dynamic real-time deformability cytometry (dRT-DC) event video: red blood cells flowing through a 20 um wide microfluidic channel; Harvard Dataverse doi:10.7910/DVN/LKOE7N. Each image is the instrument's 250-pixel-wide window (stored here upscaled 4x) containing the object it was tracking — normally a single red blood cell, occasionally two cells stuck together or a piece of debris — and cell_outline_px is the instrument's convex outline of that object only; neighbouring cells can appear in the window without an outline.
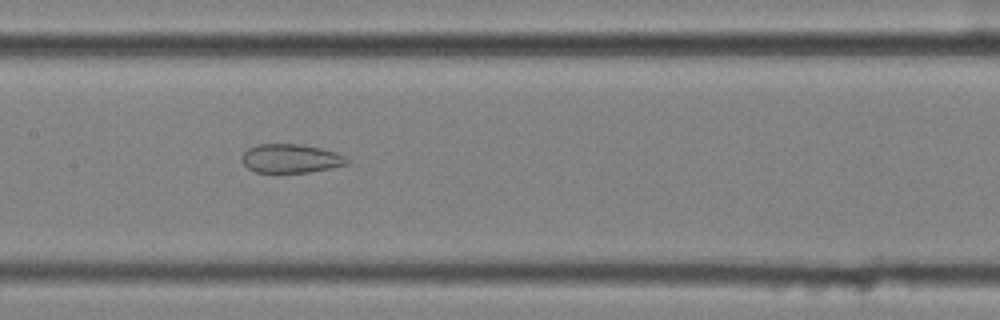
{"species": "common noctule bat (a hibernating species)", "species_latin": "Nyctalus noctula", "temperature_condition": "cold", "stored_images_in_passage": 41, "camera_frame_rate_fps": 3000, "um_per_image_px": 0.085, "animal": {"sex": "female", "body_mass_g": 25.1}, "frame": {"image": 1, "passage_image": 13, "time_ms": 4.0, "image_size_px": [1000, 320], "cell_outline_px": [[348, 164], [332, 168], [308, 172], [256, 172], [248, 168], [244, 164], [240, 156], [248, 148], [256, 144], [300, 144], [320, 148], [336, 152], [344, 156], [348, 160]], "centroid_in_image_um": [24.7, 13.46], "position_along_channel_um": 182.7, "area_um2": 17.63}}
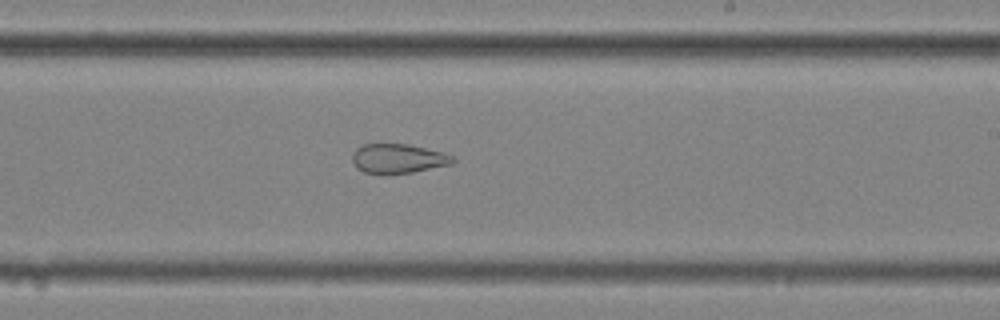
{"frame": {"image": 2, "passage_image": 19, "time_ms": 6.0, "image_size_px": [1000, 320], "cell_outline_px": [[456, 160], [452, 164], [412, 172], [384, 176], [380, 176], [364, 172], [356, 168], [352, 160], [352, 152], [356, 148], [364, 144], [408, 144], [440, 152], [452, 156]], "centroid_in_image_um": [33.77, 13.51], "position_along_channel_um": 255.2, "area_um2": 17.51}}
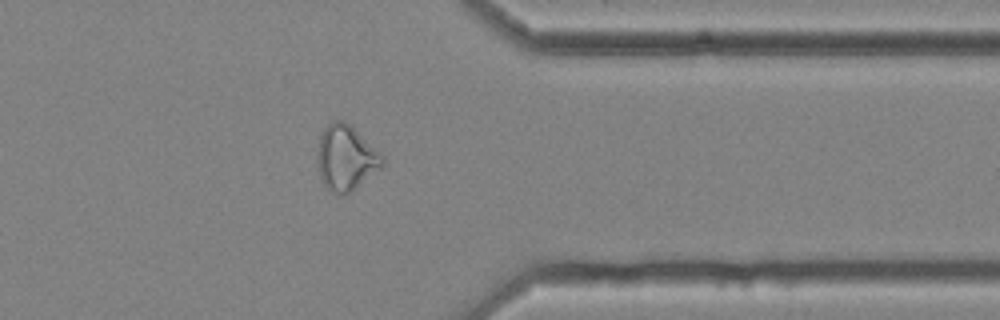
{"frame": {"image": 3, "passage_image": 30, "time_ms": 9.667, "image_size_px": [1000, 320], "cell_outline_px": [[384, 164], [380, 168], [348, 192], [340, 196], [328, 188], [320, 180], [316, 160], [316, 156], [320, 136], [324, 128], [332, 120], [344, 120], [352, 124], [384, 156]], "centroid_in_image_um": [29.38, 13.36], "position_along_channel_um": 382.0, "area_um2": 24.8}, "authors_computed_cell_mechanics": {"area_um2": 22.7732, "velocity_mm_per_s": 3.6384, "shape_relaxation_time_tau1_ms": null, "shape_relaxation_time_tau2_ms": 1.863, "deformation_change_tau1": null, "deformation_change_tau2": 0.0883}}